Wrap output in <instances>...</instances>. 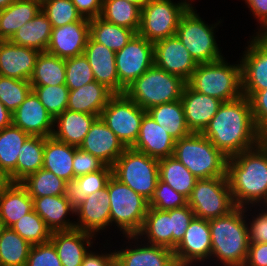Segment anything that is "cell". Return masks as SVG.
Instances as JSON below:
<instances>
[{"instance_id": "1", "label": "cell", "mask_w": 267, "mask_h": 266, "mask_svg": "<svg viewBox=\"0 0 267 266\" xmlns=\"http://www.w3.org/2000/svg\"><path fill=\"white\" fill-rule=\"evenodd\" d=\"M202 134L230 158L258 145L265 136L254 123L249 98L223 102Z\"/></svg>"}, {"instance_id": "2", "label": "cell", "mask_w": 267, "mask_h": 266, "mask_svg": "<svg viewBox=\"0 0 267 266\" xmlns=\"http://www.w3.org/2000/svg\"><path fill=\"white\" fill-rule=\"evenodd\" d=\"M226 176L236 207L267 202V138L227 160Z\"/></svg>"}, {"instance_id": "3", "label": "cell", "mask_w": 267, "mask_h": 266, "mask_svg": "<svg viewBox=\"0 0 267 266\" xmlns=\"http://www.w3.org/2000/svg\"><path fill=\"white\" fill-rule=\"evenodd\" d=\"M247 207H236L229 214L209 220L211 256L224 266H244L248 257L249 234L245 220Z\"/></svg>"}, {"instance_id": "4", "label": "cell", "mask_w": 267, "mask_h": 266, "mask_svg": "<svg viewBox=\"0 0 267 266\" xmlns=\"http://www.w3.org/2000/svg\"><path fill=\"white\" fill-rule=\"evenodd\" d=\"M187 84L196 92L222 102L234 101L243 96L241 62L232 65L221 58L198 64Z\"/></svg>"}, {"instance_id": "5", "label": "cell", "mask_w": 267, "mask_h": 266, "mask_svg": "<svg viewBox=\"0 0 267 266\" xmlns=\"http://www.w3.org/2000/svg\"><path fill=\"white\" fill-rule=\"evenodd\" d=\"M173 157L197 179L226 177L228 157L202 133H191L176 140Z\"/></svg>"}, {"instance_id": "6", "label": "cell", "mask_w": 267, "mask_h": 266, "mask_svg": "<svg viewBox=\"0 0 267 266\" xmlns=\"http://www.w3.org/2000/svg\"><path fill=\"white\" fill-rule=\"evenodd\" d=\"M187 82L155 65L130 84L125 94L142 109L181 99Z\"/></svg>"}, {"instance_id": "7", "label": "cell", "mask_w": 267, "mask_h": 266, "mask_svg": "<svg viewBox=\"0 0 267 266\" xmlns=\"http://www.w3.org/2000/svg\"><path fill=\"white\" fill-rule=\"evenodd\" d=\"M113 176L150 201L159 179V160L127 147L112 166Z\"/></svg>"}, {"instance_id": "8", "label": "cell", "mask_w": 267, "mask_h": 266, "mask_svg": "<svg viewBox=\"0 0 267 266\" xmlns=\"http://www.w3.org/2000/svg\"><path fill=\"white\" fill-rule=\"evenodd\" d=\"M106 188L110 196L111 223H116L125 236L136 235L142 228L149 201L113 175Z\"/></svg>"}, {"instance_id": "9", "label": "cell", "mask_w": 267, "mask_h": 266, "mask_svg": "<svg viewBox=\"0 0 267 266\" xmlns=\"http://www.w3.org/2000/svg\"><path fill=\"white\" fill-rule=\"evenodd\" d=\"M193 8L187 0L178 3L171 0H150L141 8L138 34L153 43L176 35L181 17Z\"/></svg>"}, {"instance_id": "10", "label": "cell", "mask_w": 267, "mask_h": 266, "mask_svg": "<svg viewBox=\"0 0 267 266\" xmlns=\"http://www.w3.org/2000/svg\"><path fill=\"white\" fill-rule=\"evenodd\" d=\"M188 205L195 217L213 219L225 216L236 208L226 177L198 179Z\"/></svg>"}, {"instance_id": "11", "label": "cell", "mask_w": 267, "mask_h": 266, "mask_svg": "<svg viewBox=\"0 0 267 266\" xmlns=\"http://www.w3.org/2000/svg\"><path fill=\"white\" fill-rule=\"evenodd\" d=\"M215 27L205 24L194 9H188L180 19L176 35L197 64L223 58L215 40Z\"/></svg>"}, {"instance_id": "12", "label": "cell", "mask_w": 267, "mask_h": 266, "mask_svg": "<svg viewBox=\"0 0 267 266\" xmlns=\"http://www.w3.org/2000/svg\"><path fill=\"white\" fill-rule=\"evenodd\" d=\"M146 113V110L124 93L114 94L100 117L126 147H132L137 141L141 122Z\"/></svg>"}, {"instance_id": "13", "label": "cell", "mask_w": 267, "mask_h": 266, "mask_svg": "<svg viewBox=\"0 0 267 266\" xmlns=\"http://www.w3.org/2000/svg\"><path fill=\"white\" fill-rule=\"evenodd\" d=\"M115 65L119 78V94L154 65V44L135 34L115 54Z\"/></svg>"}, {"instance_id": "14", "label": "cell", "mask_w": 267, "mask_h": 266, "mask_svg": "<svg viewBox=\"0 0 267 266\" xmlns=\"http://www.w3.org/2000/svg\"><path fill=\"white\" fill-rule=\"evenodd\" d=\"M252 38L240 61L242 93L249 99L257 91L267 89V39L263 35Z\"/></svg>"}, {"instance_id": "15", "label": "cell", "mask_w": 267, "mask_h": 266, "mask_svg": "<svg viewBox=\"0 0 267 266\" xmlns=\"http://www.w3.org/2000/svg\"><path fill=\"white\" fill-rule=\"evenodd\" d=\"M211 248L209 220L194 217L173 252L178 266H191L211 258Z\"/></svg>"}, {"instance_id": "16", "label": "cell", "mask_w": 267, "mask_h": 266, "mask_svg": "<svg viewBox=\"0 0 267 266\" xmlns=\"http://www.w3.org/2000/svg\"><path fill=\"white\" fill-rule=\"evenodd\" d=\"M153 44L154 65L188 82L198 64L177 35L158 40Z\"/></svg>"}, {"instance_id": "17", "label": "cell", "mask_w": 267, "mask_h": 266, "mask_svg": "<svg viewBox=\"0 0 267 266\" xmlns=\"http://www.w3.org/2000/svg\"><path fill=\"white\" fill-rule=\"evenodd\" d=\"M90 20L83 18L60 27H52L46 52L68 59L82 55L89 38Z\"/></svg>"}, {"instance_id": "18", "label": "cell", "mask_w": 267, "mask_h": 266, "mask_svg": "<svg viewBox=\"0 0 267 266\" xmlns=\"http://www.w3.org/2000/svg\"><path fill=\"white\" fill-rule=\"evenodd\" d=\"M79 148L112 167L127 147L101 117H97Z\"/></svg>"}, {"instance_id": "19", "label": "cell", "mask_w": 267, "mask_h": 266, "mask_svg": "<svg viewBox=\"0 0 267 266\" xmlns=\"http://www.w3.org/2000/svg\"><path fill=\"white\" fill-rule=\"evenodd\" d=\"M12 124L30 136L43 137L52 136L55 125L54 118L47 112L33 91L12 113Z\"/></svg>"}, {"instance_id": "20", "label": "cell", "mask_w": 267, "mask_h": 266, "mask_svg": "<svg viewBox=\"0 0 267 266\" xmlns=\"http://www.w3.org/2000/svg\"><path fill=\"white\" fill-rule=\"evenodd\" d=\"M180 100L191 133H202L223 103L215 97L196 92L188 84L184 87Z\"/></svg>"}, {"instance_id": "21", "label": "cell", "mask_w": 267, "mask_h": 266, "mask_svg": "<svg viewBox=\"0 0 267 266\" xmlns=\"http://www.w3.org/2000/svg\"><path fill=\"white\" fill-rule=\"evenodd\" d=\"M39 53L36 49L0 40V75L29 81Z\"/></svg>"}, {"instance_id": "22", "label": "cell", "mask_w": 267, "mask_h": 266, "mask_svg": "<svg viewBox=\"0 0 267 266\" xmlns=\"http://www.w3.org/2000/svg\"><path fill=\"white\" fill-rule=\"evenodd\" d=\"M175 143L176 139L146 113L132 148L160 160L173 156Z\"/></svg>"}, {"instance_id": "23", "label": "cell", "mask_w": 267, "mask_h": 266, "mask_svg": "<svg viewBox=\"0 0 267 266\" xmlns=\"http://www.w3.org/2000/svg\"><path fill=\"white\" fill-rule=\"evenodd\" d=\"M75 215L79 216V221L75 222L76 229L95 235V232L107 228L111 224L108 189L88 195L75 209Z\"/></svg>"}, {"instance_id": "24", "label": "cell", "mask_w": 267, "mask_h": 266, "mask_svg": "<svg viewBox=\"0 0 267 266\" xmlns=\"http://www.w3.org/2000/svg\"><path fill=\"white\" fill-rule=\"evenodd\" d=\"M83 54L91 66L94 80L105 85L114 94H119V78L115 65L116 52L89 36Z\"/></svg>"}, {"instance_id": "25", "label": "cell", "mask_w": 267, "mask_h": 266, "mask_svg": "<svg viewBox=\"0 0 267 266\" xmlns=\"http://www.w3.org/2000/svg\"><path fill=\"white\" fill-rule=\"evenodd\" d=\"M92 237L95 236L79 229L55 231L52 232L50 242L54 245L62 266H81L89 252L87 248L93 243Z\"/></svg>"}, {"instance_id": "26", "label": "cell", "mask_w": 267, "mask_h": 266, "mask_svg": "<svg viewBox=\"0 0 267 266\" xmlns=\"http://www.w3.org/2000/svg\"><path fill=\"white\" fill-rule=\"evenodd\" d=\"M33 199L34 211L45 221L52 231H69L76 229L75 223L66 219V215L75 213V209L64 195L43 196Z\"/></svg>"}, {"instance_id": "27", "label": "cell", "mask_w": 267, "mask_h": 266, "mask_svg": "<svg viewBox=\"0 0 267 266\" xmlns=\"http://www.w3.org/2000/svg\"><path fill=\"white\" fill-rule=\"evenodd\" d=\"M113 95L114 93L105 85L93 81L78 89L70 90L67 109L100 117L102 110Z\"/></svg>"}, {"instance_id": "28", "label": "cell", "mask_w": 267, "mask_h": 266, "mask_svg": "<svg viewBox=\"0 0 267 266\" xmlns=\"http://www.w3.org/2000/svg\"><path fill=\"white\" fill-rule=\"evenodd\" d=\"M97 115L74 112L66 109L54 119L57 129L53 130V137L68 145L79 147Z\"/></svg>"}, {"instance_id": "29", "label": "cell", "mask_w": 267, "mask_h": 266, "mask_svg": "<svg viewBox=\"0 0 267 266\" xmlns=\"http://www.w3.org/2000/svg\"><path fill=\"white\" fill-rule=\"evenodd\" d=\"M33 210V199L20 183L8 182L0 190V218L5 227L11 228Z\"/></svg>"}, {"instance_id": "30", "label": "cell", "mask_w": 267, "mask_h": 266, "mask_svg": "<svg viewBox=\"0 0 267 266\" xmlns=\"http://www.w3.org/2000/svg\"><path fill=\"white\" fill-rule=\"evenodd\" d=\"M121 249L115 257L123 266H178L170 248L148 244ZM137 247V248H136Z\"/></svg>"}, {"instance_id": "31", "label": "cell", "mask_w": 267, "mask_h": 266, "mask_svg": "<svg viewBox=\"0 0 267 266\" xmlns=\"http://www.w3.org/2000/svg\"><path fill=\"white\" fill-rule=\"evenodd\" d=\"M77 147L45 137L43 167L66 182L74 181L73 160Z\"/></svg>"}, {"instance_id": "32", "label": "cell", "mask_w": 267, "mask_h": 266, "mask_svg": "<svg viewBox=\"0 0 267 266\" xmlns=\"http://www.w3.org/2000/svg\"><path fill=\"white\" fill-rule=\"evenodd\" d=\"M29 136L13 124L0 130V171L11 183H17V159Z\"/></svg>"}, {"instance_id": "33", "label": "cell", "mask_w": 267, "mask_h": 266, "mask_svg": "<svg viewBox=\"0 0 267 266\" xmlns=\"http://www.w3.org/2000/svg\"><path fill=\"white\" fill-rule=\"evenodd\" d=\"M147 238L148 244L163 246L172 250V225L169 210H159L149 207L144 218L141 230L136 235H126L128 239L134 241ZM140 236V237H139ZM138 237V238H137Z\"/></svg>"}, {"instance_id": "34", "label": "cell", "mask_w": 267, "mask_h": 266, "mask_svg": "<svg viewBox=\"0 0 267 266\" xmlns=\"http://www.w3.org/2000/svg\"><path fill=\"white\" fill-rule=\"evenodd\" d=\"M112 175V167L106 165L102 170L76 177L74 181L66 182L64 196L76 209L88 195L104 190Z\"/></svg>"}, {"instance_id": "35", "label": "cell", "mask_w": 267, "mask_h": 266, "mask_svg": "<svg viewBox=\"0 0 267 266\" xmlns=\"http://www.w3.org/2000/svg\"><path fill=\"white\" fill-rule=\"evenodd\" d=\"M40 11L39 0H15L0 10V40H10L22 25L31 21Z\"/></svg>"}, {"instance_id": "36", "label": "cell", "mask_w": 267, "mask_h": 266, "mask_svg": "<svg viewBox=\"0 0 267 266\" xmlns=\"http://www.w3.org/2000/svg\"><path fill=\"white\" fill-rule=\"evenodd\" d=\"M52 32L51 22L41 10L31 21L22 25L9 40L11 43L46 52Z\"/></svg>"}, {"instance_id": "37", "label": "cell", "mask_w": 267, "mask_h": 266, "mask_svg": "<svg viewBox=\"0 0 267 266\" xmlns=\"http://www.w3.org/2000/svg\"><path fill=\"white\" fill-rule=\"evenodd\" d=\"M147 113L176 140L191 134L181 100L154 106Z\"/></svg>"}, {"instance_id": "38", "label": "cell", "mask_w": 267, "mask_h": 266, "mask_svg": "<svg viewBox=\"0 0 267 266\" xmlns=\"http://www.w3.org/2000/svg\"><path fill=\"white\" fill-rule=\"evenodd\" d=\"M159 179L189 198L197 178L173 156L159 160Z\"/></svg>"}, {"instance_id": "39", "label": "cell", "mask_w": 267, "mask_h": 266, "mask_svg": "<svg viewBox=\"0 0 267 266\" xmlns=\"http://www.w3.org/2000/svg\"><path fill=\"white\" fill-rule=\"evenodd\" d=\"M29 82L31 86L65 84V59L48 52H40Z\"/></svg>"}, {"instance_id": "40", "label": "cell", "mask_w": 267, "mask_h": 266, "mask_svg": "<svg viewBox=\"0 0 267 266\" xmlns=\"http://www.w3.org/2000/svg\"><path fill=\"white\" fill-rule=\"evenodd\" d=\"M100 18L137 34L141 23V8L126 0H103Z\"/></svg>"}, {"instance_id": "41", "label": "cell", "mask_w": 267, "mask_h": 266, "mask_svg": "<svg viewBox=\"0 0 267 266\" xmlns=\"http://www.w3.org/2000/svg\"><path fill=\"white\" fill-rule=\"evenodd\" d=\"M135 34L131 29L106 22L100 17L90 19L89 36L115 52L121 50Z\"/></svg>"}, {"instance_id": "42", "label": "cell", "mask_w": 267, "mask_h": 266, "mask_svg": "<svg viewBox=\"0 0 267 266\" xmlns=\"http://www.w3.org/2000/svg\"><path fill=\"white\" fill-rule=\"evenodd\" d=\"M45 137L29 136L17 159V183L43 167Z\"/></svg>"}, {"instance_id": "43", "label": "cell", "mask_w": 267, "mask_h": 266, "mask_svg": "<svg viewBox=\"0 0 267 266\" xmlns=\"http://www.w3.org/2000/svg\"><path fill=\"white\" fill-rule=\"evenodd\" d=\"M32 245L12 228H5L0 236V266H26Z\"/></svg>"}, {"instance_id": "44", "label": "cell", "mask_w": 267, "mask_h": 266, "mask_svg": "<svg viewBox=\"0 0 267 266\" xmlns=\"http://www.w3.org/2000/svg\"><path fill=\"white\" fill-rule=\"evenodd\" d=\"M20 184L31 198L65 194L66 181L44 168L30 174Z\"/></svg>"}, {"instance_id": "45", "label": "cell", "mask_w": 267, "mask_h": 266, "mask_svg": "<svg viewBox=\"0 0 267 266\" xmlns=\"http://www.w3.org/2000/svg\"><path fill=\"white\" fill-rule=\"evenodd\" d=\"M11 228L31 245L46 243L52 235L45 221L34 210L22 216Z\"/></svg>"}, {"instance_id": "46", "label": "cell", "mask_w": 267, "mask_h": 266, "mask_svg": "<svg viewBox=\"0 0 267 266\" xmlns=\"http://www.w3.org/2000/svg\"><path fill=\"white\" fill-rule=\"evenodd\" d=\"M32 91L54 119L67 109L70 90L65 84L32 86Z\"/></svg>"}, {"instance_id": "47", "label": "cell", "mask_w": 267, "mask_h": 266, "mask_svg": "<svg viewBox=\"0 0 267 266\" xmlns=\"http://www.w3.org/2000/svg\"><path fill=\"white\" fill-rule=\"evenodd\" d=\"M41 10L52 27H60L83 19L72 0H43Z\"/></svg>"}, {"instance_id": "48", "label": "cell", "mask_w": 267, "mask_h": 266, "mask_svg": "<svg viewBox=\"0 0 267 266\" xmlns=\"http://www.w3.org/2000/svg\"><path fill=\"white\" fill-rule=\"evenodd\" d=\"M32 91L29 81L0 75V101L13 113Z\"/></svg>"}, {"instance_id": "49", "label": "cell", "mask_w": 267, "mask_h": 266, "mask_svg": "<svg viewBox=\"0 0 267 266\" xmlns=\"http://www.w3.org/2000/svg\"><path fill=\"white\" fill-rule=\"evenodd\" d=\"M94 74L84 54L65 59V85L75 90L93 82Z\"/></svg>"}, {"instance_id": "50", "label": "cell", "mask_w": 267, "mask_h": 266, "mask_svg": "<svg viewBox=\"0 0 267 266\" xmlns=\"http://www.w3.org/2000/svg\"><path fill=\"white\" fill-rule=\"evenodd\" d=\"M188 205V199L173 190L167 183L158 179L156 189L149 201V207L159 210H171Z\"/></svg>"}, {"instance_id": "51", "label": "cell", "mask_w": 267, "mask_h": 266, "mask_svg": "<svg viewBox=\"0 0 267 266\" xmlns=\"http://www.w3.org/2000/svg\"><path fill=\"white\" fill-rule=\"evenodd\" d=\"M26 266H62L54 245L48 241L32 245Z\"/></svg>"}, {"instance_id": "52", "label": "cell", "mask_w": 267, "mask_h": 266, "mask_svg": "<svg viewBox=\"0 0 267 266\" xmlns=\"http://www.w3.org/2000/svg\"><path fill=\"white\" fill-rule=\"evenodd\" d=\"M172 225V250L181 242L186 229L195 217L193 210L186 205L184 207L169 210Z\"/></svg>"}, {"instance_id": "53", "label": "cell", "mask_w": 267, "mask_h": 266, "mask_svg": "<svg viewBox=\"0 0 267 266\" xmlns=\"http://www.w3.org/2000/svg\"><path fill=\"white\" fill-rule=\"evenodd\" d=\"M105 166L106 164L98 157L81 150L79 147L75 149L73 160L74 179L81 175L102 170Z\"/></svg>"}, {"instance_id": "54", "label": "cell", "mask_w": 267, "mask_h": 266, "mask_svg": "<svg viewBox=\"0 0 267 266\" xmlns=\"http://www.w3.org/2000/svg\"><path fill=\"white\" fill-rule=\"evenodd\" d=\"M249 100L254 123L267 138V89L257 91Z\"/></svg>"}, {"instance_id": "55", "label": "cell", "mask_w": 267, "mask_h": 266, "mask_svg": "<svg viewBox=\"0 0 267 266\" xmlns=\"http://www.w3.org/2000/svg\"><path fill=\"white\" fill-rule=\"evenodd\" d=\"M261 212L249 222V243H267V210Z\"/></svg>"}, {"instance_id": "56", "label": "cell", "mask_w": 267, "mask_h": 266, "mask_svg": "<svg viewBox=\"0 0 267 266\" xmlns=\"http://www.w3.org/2000/svg\"><path fill=\"white\" fill-rule=\"evenodd\" d=\"M244 266H267V243H249Z\"/></svg>"}, {"instance_id": "57", "label": "cell", "mask_w": 267, "mask_h": 266, "mask_svg": "<svg viewBox=\"0 0 267 266\" xmlns=\"http://www.w3.org/2000/svg\"><path fill=\"white\" fill-rule=\"evenodd\" d=\"M83 18L93 19L100 17L103 0H72Z\"/></svg>"}, {"instance_id": "58", "label": "cell", "mask_w": 267, "mask_h": 266, "mask_svg": "<svg viewBox=\"0 0 267 266\" xmlns=\"http://www.w3.org/2000/svg\"><path fill=\"white\" fill-rule=\"evenodd\" d=\"M250 10L257 20L259 19L260 28L257 35H262L267 31V0H245ZM263 29V30H262Z\"/></svg>"}, {"instance_id": "59", "label": "cell", "mask_w": 267, "mask_h": 266, "mask_svg": "<svg viewBox=\"0 0 267 266\" xmlns=\"http://www.w3.org/2000/svg\"><path fill=\"white\" fill-rule=\"evenodd\" d=\"M114 258L115 251L107 254L101 253V255L89 251L85 255L81 266H109Z\"/></svg>"}, {"instance_id": "60", "label": "cell", "mask_w": 267, "mask_h": 266, "mask_svg": "<svg viewBox=\"0 0 267 266\" xmlns=\"http://www.w3.org/2000/svg\"><path fill=\"white\" fill-rule=\"evenodd\" d=\"M12 125V113L0 101V130Z\"/></svg>"}, {"instance_id": "61", "label": "cell", "mask_w": 267, "mask_h": 266, "mask_svg": "<svg viewBox=\"0 0 267 266\" xmlns=\"http://www.w3.org/2000/svg\"><path fill=\"white\" fill-rule=\"evenodd\" d=\"M128 2H131L137 6H139L140 8H142L143 6H145L150 0H126Z\"/></svg>"}, {"instance_id": "62", "label": "cell", "mask_w": 267, "mask_h": 266, "mask_svg": "<svg viewBox=\"0 0 267 266\" xmlns=\"http://www.w3.org/2000/svg\"><path fill=\"white\" fill-rule=\"evenodd\" d=\"M15 0H0V10L7 8L10 4H12Z\"/></svg>"}, {"instance_id": "63", "label": "cell", "mask_w": 267, "mask_h": 266, "mask_svg": "<svg viewBox=\"0 0 267 266\" xmlns=\"http://www.w3.org/2000/svg\"><path fill=\"white\" fill-rule=\"evenodd\" d=\"M7 177L0 171V190L8 183Z\"/></svg>"}, {"instance_id": "64", "label": "cell", "mask_w": 267, "mask_h": 266, "mask_svg": "<svg viewBox=\"0 0 267 266\" xmlns=\"http://www.w3.org/2000/svg\"><path fill=\"white\" fill-rule=\"evenodd\" d=\"M109 266H123L122 263L115 257Z\"/></svg>"}, {"instance_id": "65", "label": "cell", "mask_w": 267, "mask_h": 266, "mask_svg": "<svg viewBox=\"0 0 267 266\" xmlns=\"http://www.w3.org/2000/svg\"><path fill=\"white\" fill-rule=\"evenodd\" d=\"M6 227H5V225H4V222H3V220L0 218V236H1V234H2V232H3V230L5 229Z\"/></svg>"}, {"instance_id": "66", "label": "cell", "mask_w": 267, "mask_h": 266, "mask_svg": "<svg viewBox=\"0 0 267 266\" xmlns=\"http://www.w3.org/2000/svg\"><path fill=\"white\" fill-rule=\"evenodd\" d=\"M262 35L267 39V31Z\"/></svg>"}]
</instances>
